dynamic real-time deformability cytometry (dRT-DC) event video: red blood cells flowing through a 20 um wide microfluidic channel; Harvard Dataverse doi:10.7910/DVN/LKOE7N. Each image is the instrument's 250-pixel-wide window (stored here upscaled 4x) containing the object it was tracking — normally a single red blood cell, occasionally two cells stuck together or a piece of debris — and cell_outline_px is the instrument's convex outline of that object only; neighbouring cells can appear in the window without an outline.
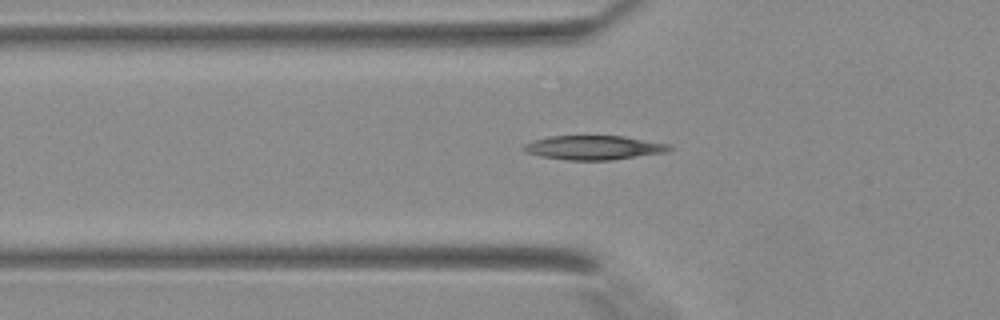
{"species": "Egyptian fruit bat (a non-hibernating species)", "species_latin": "Rousettus aegyptiacus", "temperature_condition": "warm", "stored_images_in_passage": 26, "camera_frame_rate_fps": 3000, "um_per_image_px": 0.085, "animal": {"sex": "female"}, "frame": {"image": 1, "passage_image": 2, "time_ms": 0.333, "image_size_px": [1000, 320], "cell_outline_px": [[672, 148], [664, 152], [612, 160], [568, 160], [540, 156], [528, 152], [520, 148], [524, 144], [532, 140], [548, 136], [624, 136], [668, 144]], "centroid_in_image_um": [50.41, 12.54], "position_along_channel_um": 75.4, "area_um2": 20.35}}
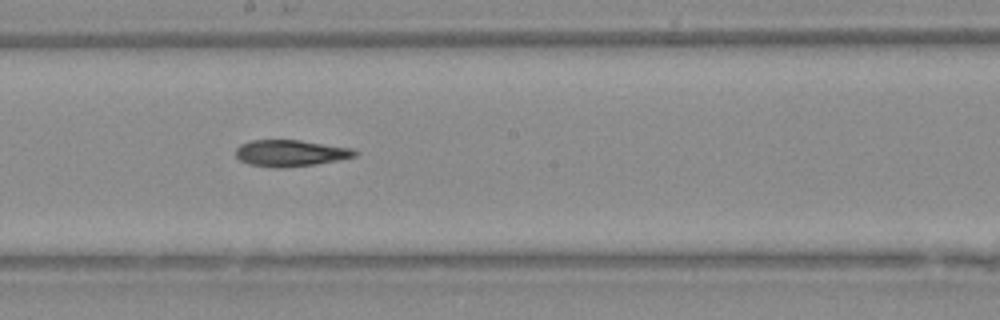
{"frame": {"image": 2, "passage_image": 11, "time_ms": 3.333, "image_size_px": [1000, 320], "cell_outline_px": [[360, 152], [356, 156], [340, 160], [316, 164], [248, 164], [240, 160], [236, 156], [236, 148], [240, 144], [252, 140], [300, 140], [352, 148]], "centroid_in_image_um": [24.76, 12.95], "position_along_channel_um": 223.4, "area_um2": 17.46}}
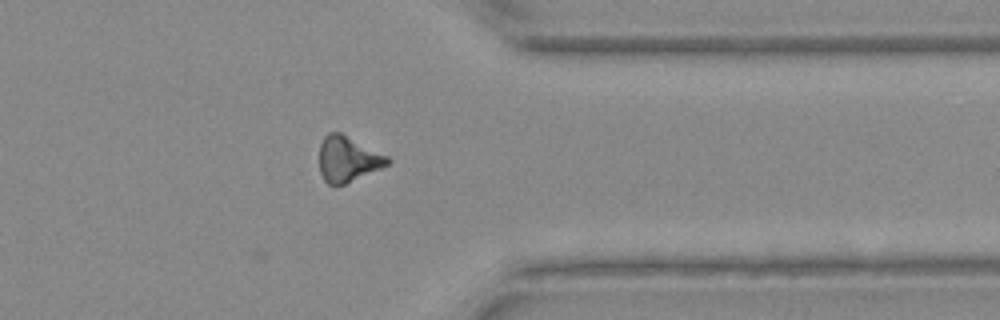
{"frame": {"image": 3, "passage_image": 21, "time_ms": 6.667, "image_size_px": [1000, 320], "cell_outline_px": [[392, 160], [388, 164], [380, 168], [336, 188], [328, 184], [324, 180], [320, 172], [320, 144], [324, 136], [328, 132], [340, 132], [388, 156]], "centroid_in_image_um": [29.54, 13.53], "position_along_channel_um": 381.9, "area_um2": 18.09}}